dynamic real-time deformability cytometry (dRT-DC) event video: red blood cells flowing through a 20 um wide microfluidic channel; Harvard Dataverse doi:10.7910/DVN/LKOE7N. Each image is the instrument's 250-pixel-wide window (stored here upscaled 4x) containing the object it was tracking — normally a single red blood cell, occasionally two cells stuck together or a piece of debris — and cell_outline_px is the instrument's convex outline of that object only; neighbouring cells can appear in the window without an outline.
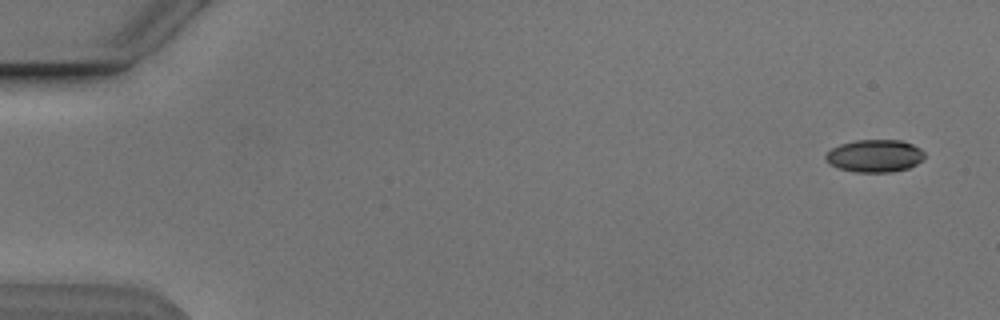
{"species": "Egyptian fruit bat (a non-hibernating species)", "species_latin": "Rousettus aegyptiacus", "temperature_condition": "cold", "stored_images_in_passage": 16, "camera_frame_rate_fps": 3000, "um_per_image_px": 0.085, "animal": {"sex": "male"}, "frame": {"image": 1, "passage_image": 1, "time_ms": 0.0, "image_size_px": [1000, 320], "cell_outline_px": [[924, 156], [916, 164], [908, 168], [892, 172], [856, 172], [840, 168], [832, 164], [824, 156], [832, 148], [840, 144], [856, 140], [900, 140], [912, 144], [920, 148], [924, 152]], "centroid_in_image_um": [74.37, 13.24], "position_along_channel_um": 10.6, "area_um2": 18.5}}
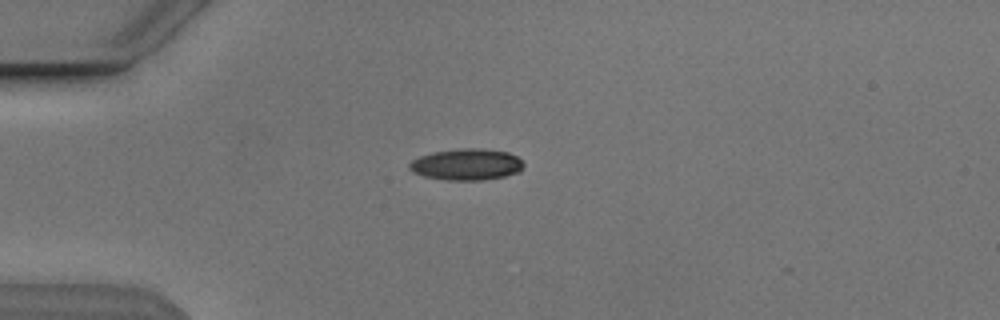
{"frame": {"image": 2, "passage_image": 13, "time_ms": 4.0, "image_size_px": [1000, 320], "cell_outline_px": [[524, 164], [520, 172], [504, 176], [480, 180], [448, 180], [424, 176], [412, 172], [408, 168], [408, 164], [412, 160], [420, 156], [432, 152], [456, 148], [484, 148], [508, 152], [516, 156]], "centroid_in_image_um": [39.64, 13.96], "position_along_channel_um": 45.4, "area_um2": 21.04}}